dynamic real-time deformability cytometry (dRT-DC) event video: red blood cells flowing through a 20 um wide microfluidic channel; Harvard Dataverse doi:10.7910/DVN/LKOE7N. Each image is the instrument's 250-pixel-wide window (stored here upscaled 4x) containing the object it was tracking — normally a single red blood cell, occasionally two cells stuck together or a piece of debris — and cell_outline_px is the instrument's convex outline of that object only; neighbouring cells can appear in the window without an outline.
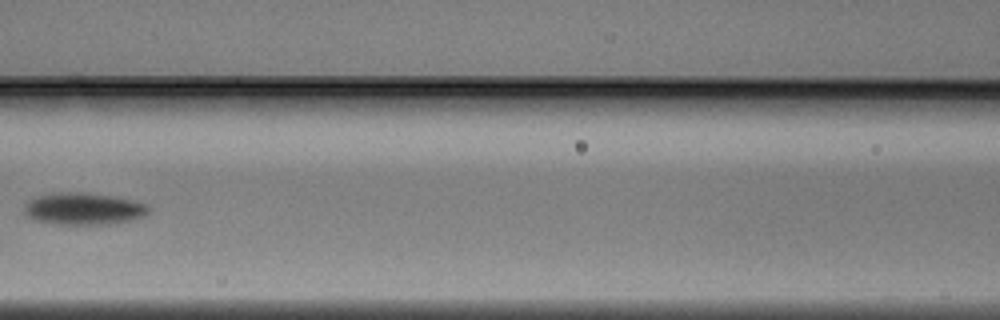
{"species": "Egyptian fruit bat (a non-hibernating species)", "species_latin": "Rousettus aegyptiacus", "temperature_condition": "warm", "stored_images_in_passage": 3, "camera_frame_rate_fps": 3000, "um_per_image_px": 0.085, "animal": {"sex": "male"}, "frame": {"image": 1, "passage_image": 3, "time_ms": 0.667, "image_size_px": [1000, 320], "cell_outline_px": [[152, 208], [144, 216], [132, 220], [108, 224], [52, 224], [32, 220], [24, 212], [24, 204], [28, 200], [36, 196], [60, 192], [68, 192], [112, 196], [132, 200], [148, 204]], "centroid_in_image_um": [7.09, 17.76], "position_along_channel_um": 159.5, "area_um2": 23.24}}